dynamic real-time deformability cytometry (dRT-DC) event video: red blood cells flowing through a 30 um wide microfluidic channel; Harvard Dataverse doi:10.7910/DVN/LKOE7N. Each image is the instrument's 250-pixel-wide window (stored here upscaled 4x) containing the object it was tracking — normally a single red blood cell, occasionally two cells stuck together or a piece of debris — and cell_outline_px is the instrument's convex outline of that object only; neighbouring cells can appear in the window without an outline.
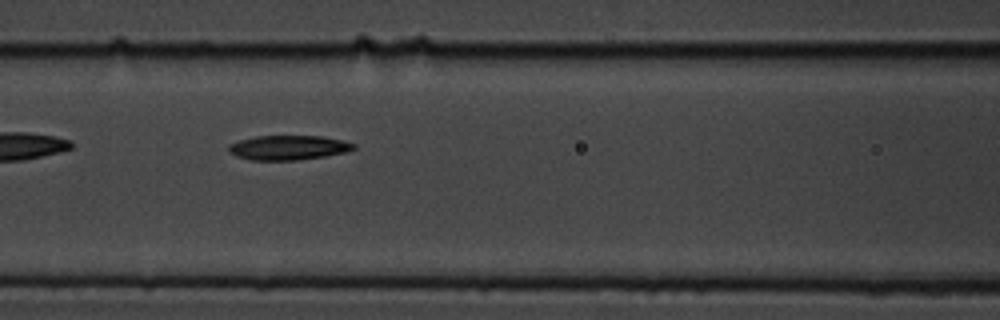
{"species": "common noctule bat (a hibernating species)", "species_latin": "Nyctalus noctula", "temperature_condition": "cold", "stored_images_in_passage": 9, "camera_frame_rate_fps": 3000, "um_per_image_px": 0.085, "animal": {"sex": "male", "body_mass_g": 19.5, "forearm_length_mm": 54.6}, "frame": {"image": 1, "passage_image": 7, "time_ms": 2.0, "image_size_px": [1000, 320], "cell_outline_px": [[356, 148], [348, 152], [324, 156], [296, 160], [252, 160], [236, 156], [228, 152], [228, 144], [240, 140], [256, 136], [324, 136], [344, 140], [356, 144]], "centroid_in_image_um": [24.53, 12.54], "position_along_channel_um": 142.1, "area_um2": 18.03}}
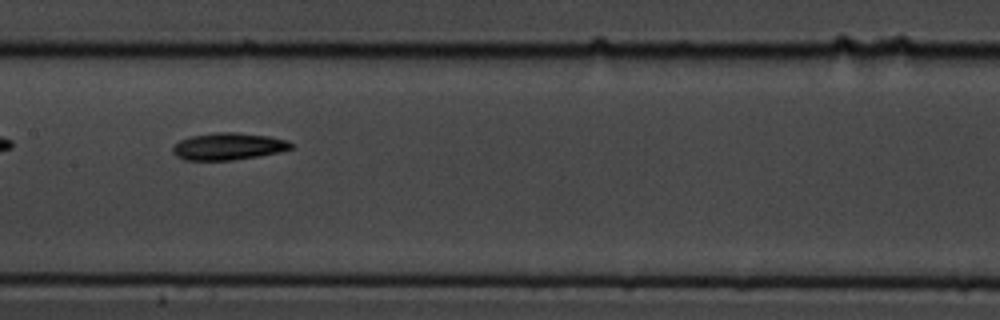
{"frame": {"image": 2, "passage_image": 8, "time_ms": 2.333, "image_size_px": [1000, 320], "cell_outline_px": [[292, 148], [280, 152], [260, 156], [232, 160], [184, 160], [176, 156], [172, 152], [172, 148], [180, 140], [192, 136], [216, 132], [236, 132], [268, 136], [288, 140], [292, 144]], "centroid_in_image_um": [19.41, 12.44], "position_along_channel_um": 188.0, "area_um2": 18.67}}
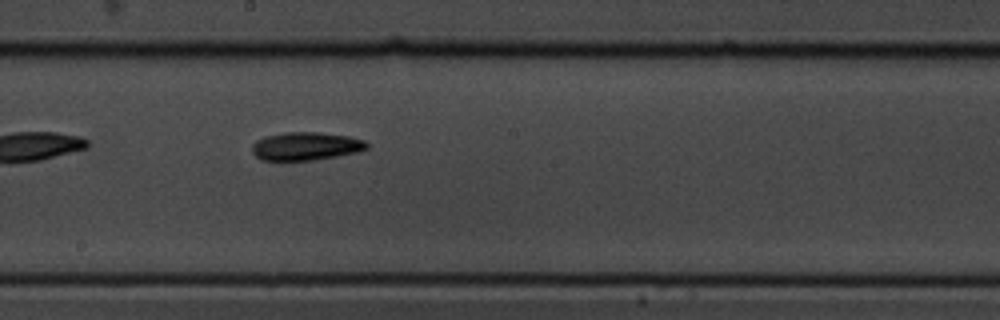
{"frame": {"image": 3, "passage_image": 9, "time_ms": 2.667, "image_size_px": [1000, 320], "cell_outline_px": [[368, 148], [356, 152], [336, 156], [312, 160], [264, 160], [256, 156], [252, 152], [252, 144], [256, 140], [264, 136], [288, 132], [316, 132], [348, 136], [364, 140], [368, 144]], "centroid_in_image_um": [25.97, 12.42], "position_along_channel_um": 222.2, "area_um2": 18.67}}